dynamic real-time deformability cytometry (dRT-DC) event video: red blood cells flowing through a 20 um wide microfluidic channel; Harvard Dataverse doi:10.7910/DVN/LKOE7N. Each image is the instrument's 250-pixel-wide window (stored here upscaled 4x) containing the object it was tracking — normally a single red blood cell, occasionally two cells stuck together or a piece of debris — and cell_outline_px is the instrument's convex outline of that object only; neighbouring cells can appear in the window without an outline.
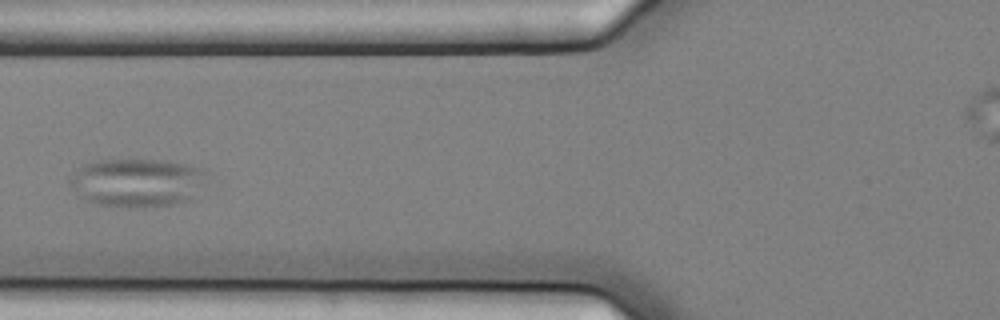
{"species": "common noctule bat (a hibernating species)", "species_latin": "Nyctalus noctula", "temperature_condition": "cold", "stored_images_in_passage": 3, "camera_frame_rate_fps": 3000, "um_per_image_px": 0.085, "animal": {"sex": "female", "body_mass_g": 25.1}, "frame": {"image": 1, "passage_image": 3, "time_ms": 0.667, "image_size_px": [1000, 320], "cell_outline_px": [[208, 172], [188, 200], [176, 204], [144, 208], [124, 208], [96, 204], [76, 196], [68, 184], [68, 180], [84, 164], [96, 160], [168, 160], [204, 168]], "centroid_in_image_um": [11.58, 15.53], "position_along_channel_um": 114.2, "area_um2": 38.9}}